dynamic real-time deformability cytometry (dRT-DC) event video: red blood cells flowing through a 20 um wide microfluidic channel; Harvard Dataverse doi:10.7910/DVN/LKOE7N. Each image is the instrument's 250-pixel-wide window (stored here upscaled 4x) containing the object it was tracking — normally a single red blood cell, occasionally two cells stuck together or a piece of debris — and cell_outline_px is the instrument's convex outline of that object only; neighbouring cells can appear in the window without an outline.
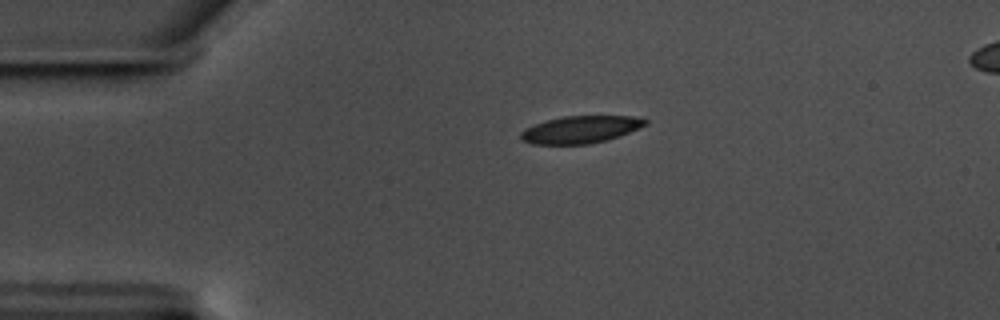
{"species": "common noctule bat (a hibernating species)", "species_latin": "Nyctalus noctula", "temperature_condition": "warm", "stored_images_in_passage": 46, "camera_frame_rate_fps": 3000, "um_per_image_px": 0.085, "animal": {"sex": "male", "body_mass_g": 17.5, "forearm_length_mm": 52.3}, "frame": {"image": 1, "passage_image": 1, "time_ms": 0.0, "image_size_px": [1000, 320], "cell_outline_px": [[648, 124], [640, 128], [620, 136], [588, 144], [532, 144], [520, 140], [520, 132], [524, 128], [544, 120], [564, 116], [632, 116], [648, 120]], "centroid_in_image_um": [49.31, 11.0], "position_along_channel_um": 35.7, "area_um2": 19.94}}
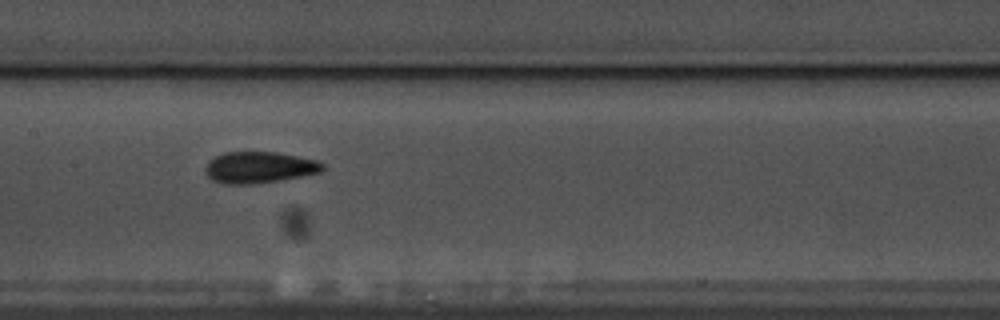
{"frame": {"image": 2, "passage_image": 17, "time_ms": 5.333, "image_size_px": [1000, 320], "cell_outline_px": [[324, 168], [320, 172], [280, 180], [252, 184], [224, 184], [212, 180], [204, 172], [204, 168], [208, 160], [224, 152], [276, 152], [320, 160], [324, 164]], "centroid_in_image_um": [22.01, 14.22], "position_along_channel_um": 185.4, "area_um2": 21.62}}
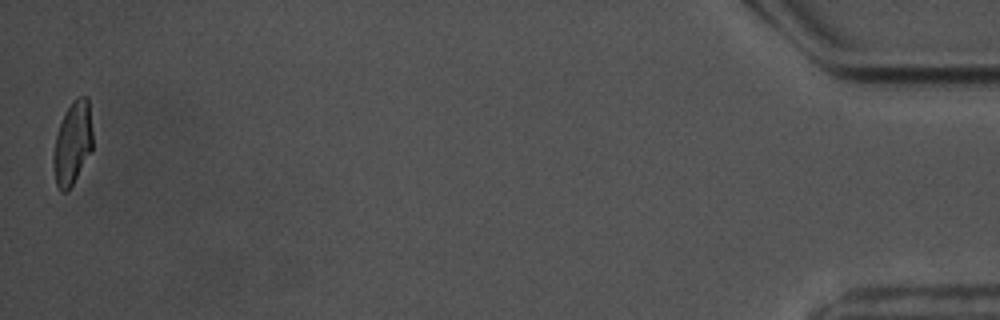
{"frame": {"image": 3, "passage_image": 46, "time_ms": 15.0, "image_size_px": [1000, 320], "cell_outline_px": [[92, 148], [72, 184], [64, 192], [60, 192], [56, 184], [52, 164], [52, 152], [56, 136], [64, 112], [76, 96], [88, 96], [92, 132]], "centroid_in_image_um": [6.14, 12.13], "position_along_channel_um": 429.1, "area_um2": 18.9}, "authors_computed_cell_mechanics": {"area_um2": 20.4612, "velocity_mm_per_s": 3.5168, "shape_relaxation_time_tau1_ms": 6.8501, "shape_relaxation_time_tau2_ms": 1.731, "deformation_change_tau1": 0.1622, "deformation_change_tau2": 0.0694}}